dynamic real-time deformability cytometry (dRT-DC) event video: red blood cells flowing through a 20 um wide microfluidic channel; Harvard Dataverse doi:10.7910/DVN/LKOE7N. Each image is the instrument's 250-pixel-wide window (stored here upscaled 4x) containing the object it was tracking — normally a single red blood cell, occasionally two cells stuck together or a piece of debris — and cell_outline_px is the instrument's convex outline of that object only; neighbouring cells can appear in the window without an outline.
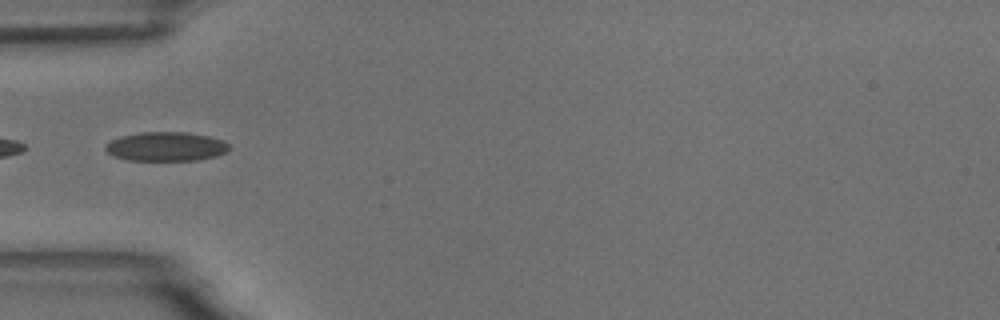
{"species": "common noctule bat (a hibernating species)", "species_latin": "Nyctalus noctula", "temperature_condition": "room temperature", "stored_images_in_passage": 6, "camera_frame_rate_fps": 3000, "um_per_image_px": 0.085, "animal": {"sex": "male", "body_mass_g": 18.8}, "frame": {"image": 1, "passage_image": 2, "time_ms": 1.333, "image_size_px": [1000, 320], "cell_outline_px": [[232, 148], [216, 156], [196, 160], [128, 160], [112, 156], [104, 148], [112, 140], [120, 136], [140, 132], [184, 132], [208, 136], [224, 140]], "centroid_in_image_um": [14.12, 12.45], "position_along_channel_um": 70.9, "area_um2": 20.92}}